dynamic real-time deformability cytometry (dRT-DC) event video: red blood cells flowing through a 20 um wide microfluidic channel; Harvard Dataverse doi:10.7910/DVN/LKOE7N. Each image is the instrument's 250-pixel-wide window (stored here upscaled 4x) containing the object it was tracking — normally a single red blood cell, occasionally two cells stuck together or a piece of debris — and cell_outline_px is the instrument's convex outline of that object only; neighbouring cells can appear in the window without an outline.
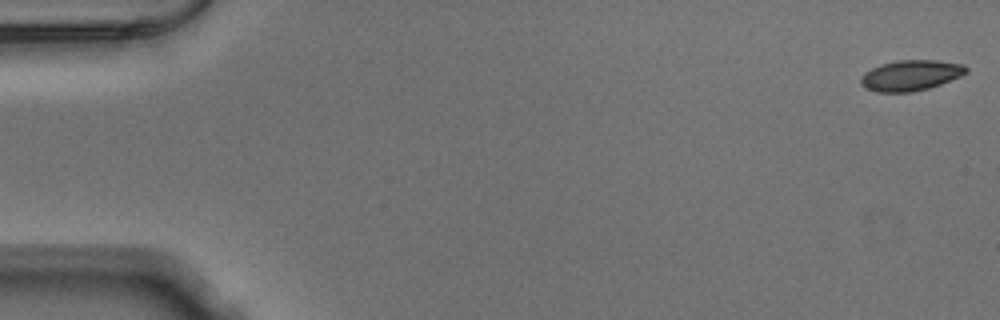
{"species": "Egyptian fruit bat (a non-hibernating species)", "species_latin": "Rousettus aegyptiacus", "temperature_condition": "warm", "stored_images_in_passage": 14, "camera_frame_rate_fps": 3000, "um_per_image_px": 0.085, "animal": {"sex": "male"}, "frame": {"image": 1, "passage_image": 1, "time_ms": 0.0, "image_size_px": [1000, 320], "cell_outline_px": [[968, 72], [960, 76], [940, 84], [928, 88], [912, 92], [876, 92], [864, 88], [860, 84], [860, 76], [864, 72], [880, 64], [896, 60], [936, 60], [964, 64], [968, 68]], "centroid_in_image_um": [77.38, 6.4], "position_along_channel_um": 7.6, "area_um2": 18.96}}
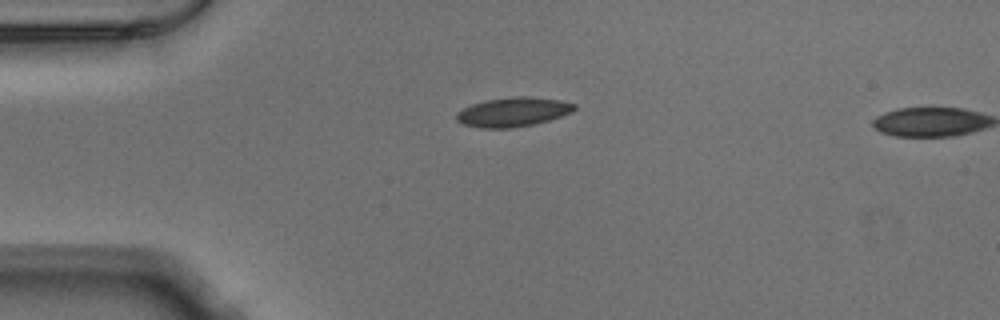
{"frame": {"image": 2, "passage_image": 13, "time_ms": 4.0, "image_size_px": [1000, 320], "cell_outline_px": [[576, 108], [572, 112], [536, 124], [512, 128], [480, 128], [464, 124], [456, 120], [456, 112], [472, 104], [484, 100], [516, 96], [524, 96], [560, 100], [576, 104]], "centroid_in_image_um": [43.6, 9.52], "position_along_channel_um": 41.4, "area_um2": 20.11}}